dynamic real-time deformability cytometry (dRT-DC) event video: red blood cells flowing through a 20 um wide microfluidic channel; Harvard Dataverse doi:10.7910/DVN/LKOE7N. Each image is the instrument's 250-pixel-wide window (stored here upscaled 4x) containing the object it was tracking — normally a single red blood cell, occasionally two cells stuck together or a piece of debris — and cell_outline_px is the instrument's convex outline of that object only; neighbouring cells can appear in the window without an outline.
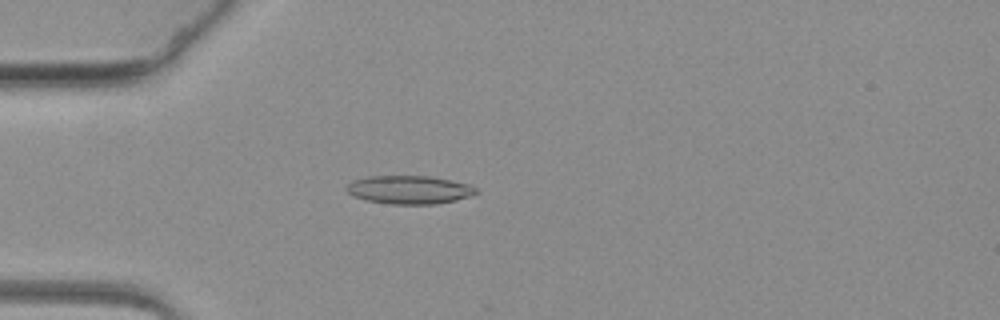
{"species": "common noctule bat (a hibernating species)", "species_latin": "Nyctalus noctula", "temperature_condition": "warm", "stored_images_in_passage": 54, "camera_frame_rate_fps": 3000, "um_per_image_px": 0.085, "animal": {"sex": "female", "body_mass_g": 19.3, "forearm_length_mm": 54.1}, "frame": {"image": 1, "passage_image": 10, "time_ms": 3.0, "image_size_px": [1000, 320], "cell_outline_px": [[480, 192], [472, 196], [456, 200], [436, 204], [392, 204], [364, 200], [352, 196], [348, 192], [348, 184], [356, 180], [368, 176], [428, 176], [468, 184], [476, 188]], "centroid_in_image_um": [34.82, 16.14], "position_along_channel_um": 50.2, "area_um2": 21.27}}
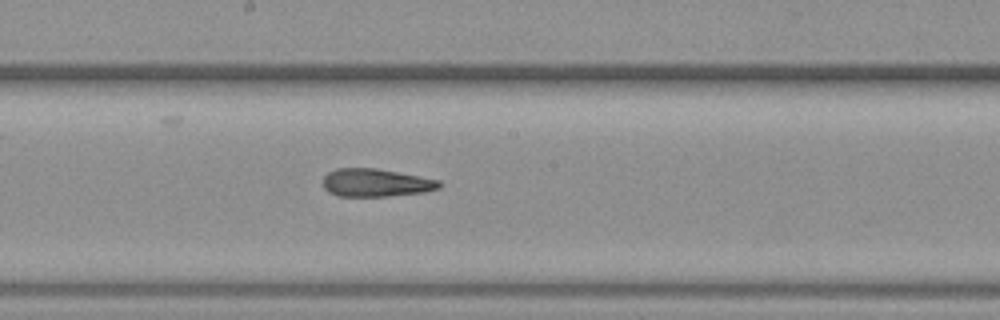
{"frame": {"image": 2, "passage_image": 26, "time_ms": 8.333, "image_size_px": [1000, 320], "cell_outline_px": [[440, 188], [424, 192], [388, 196], [336, 196], [328, 192], [324, 188], [320, 180], [328, 172], [336, 168], [376, 168], [440, 180]], "centroid_in_image_um": [31.88, 15.53], "position_along_channel_um": 216.3, "area_um2": 19.07}}
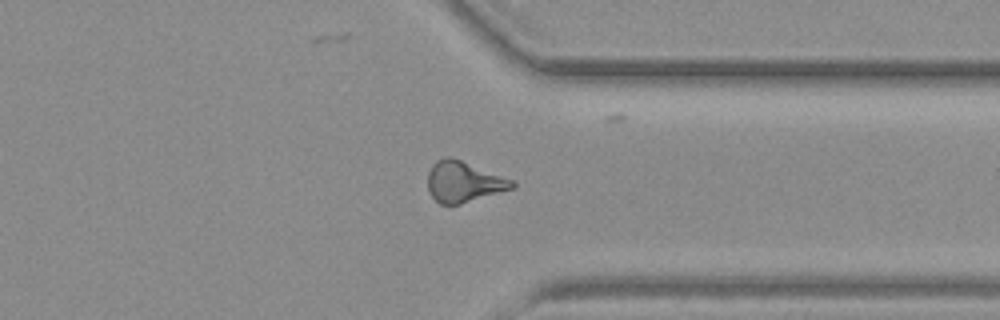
{"frame": {"image": 3, "passage_image": 40, "time_ms": 13.0, "image_size_px": [1000, 320], "cell_outline_px": [[516, 184], [512, 188], [460, 204], [440, 204], [428, 192], [428, 172], [432, 164], [436, 160], [444, 156], [452, 156], [516, 180]], "centroid_in_image_um": [39.41, 15.41], "position_along_channel_um": 372.0, "area_um2": 20.29}}